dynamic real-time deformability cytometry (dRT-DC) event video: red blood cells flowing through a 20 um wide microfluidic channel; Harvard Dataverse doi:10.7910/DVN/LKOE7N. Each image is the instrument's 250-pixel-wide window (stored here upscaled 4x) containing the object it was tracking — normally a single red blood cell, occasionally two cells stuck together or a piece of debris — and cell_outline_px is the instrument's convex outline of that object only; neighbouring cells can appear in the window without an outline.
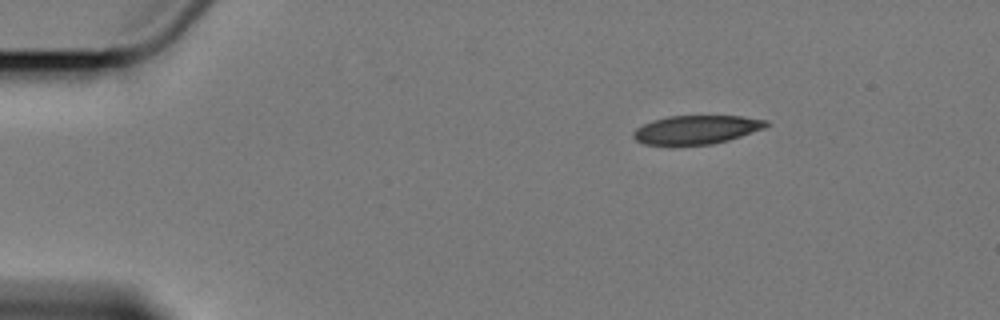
{"species": "Egyptian fruit bat (a non-hibernating species)", "species_latin": "Rousettus aegyptiacus", "temperature_condition": "cold", "stored_images_in_passage": 2, "camera_frame_rate_fps": 3000, "um_per_image_px": 0.085, "animal": {"sex": "female"}, "frame": {"image": 1, "passage_image": 1, "time_ms": 0.0, "image_size_px": [1000, 320], "cell_outline_px": [[772, 124], [764, 128], [728, 140], [712, 144], [644, 144], [636, 140], [632, 136], [632, 132], [636, 128], [652, 120], [668, 116], [740, 116], [768, 120]], "centroid_in_image_um": [59.21, 11.01], "position_along_channel_um": 25.8, "area_um2": 22.02}}